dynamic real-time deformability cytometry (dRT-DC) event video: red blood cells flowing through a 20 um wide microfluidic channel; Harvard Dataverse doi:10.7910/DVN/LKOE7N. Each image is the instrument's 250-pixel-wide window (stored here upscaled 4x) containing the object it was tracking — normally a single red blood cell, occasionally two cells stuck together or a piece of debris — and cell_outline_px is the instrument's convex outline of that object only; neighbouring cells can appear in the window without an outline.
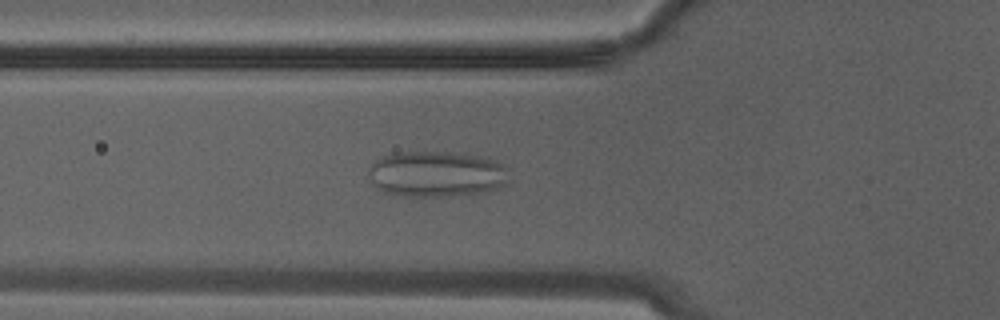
{"species": "Egyptian fruit bat (a non-hibernating species)", "species_latin": "Rousettus aegyptiacus", "temperature_condition": "warm", "stored_images_in_passage": 10, "camera_frame_rate_fps": 3000, "um_per_image_px": 0.085, "animal": {"sex": "male"}, "frame": {"image": 1, "passage_image": 6, "time_ms": 1.667, "image_size_px": [1000, 320], "cell_outline_px": [[508, 180], [504, 184], [496, 188], [484, 192], [440, 196], [404, 196], [388, 192], [376, 188], [372, 184], [368, 172], [368, 168], [376, 160], [384, 156], [400, 152], [444, 152], [480, 156], [492, 160], [500, 164], [504, 168]], "centroid_in_image_um": [37.04, 14.79], "position_along_channel_um": 88.8, "area_um2": 36.88}}
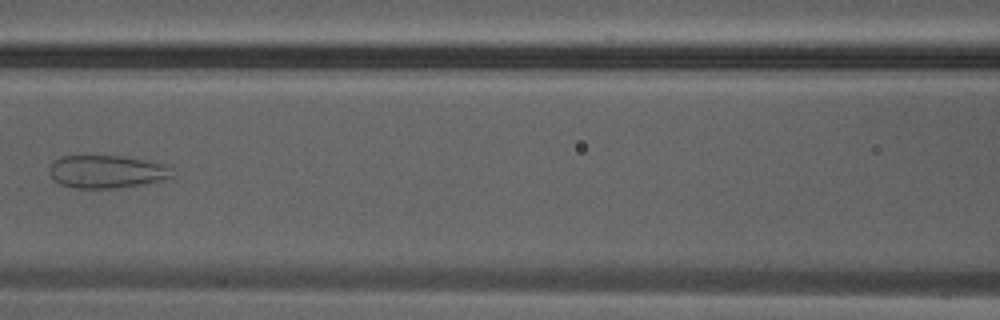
{"frame": {"image": 2, "passage_image": 9, "time_ms": 2.667, "image_size_px": [1000, 320], "cell_outline_px": [[172, 176], [164, 180], [116, 188], [76, 188], [60, 184], [52, 180], [48, 172], [48, 168], [60, 156], [124, 156], [168, 164]], "centroid_in_image_um": [9.04, 14.59], "position_along_channel_um": 157.6, "area_um2": 23.58}}